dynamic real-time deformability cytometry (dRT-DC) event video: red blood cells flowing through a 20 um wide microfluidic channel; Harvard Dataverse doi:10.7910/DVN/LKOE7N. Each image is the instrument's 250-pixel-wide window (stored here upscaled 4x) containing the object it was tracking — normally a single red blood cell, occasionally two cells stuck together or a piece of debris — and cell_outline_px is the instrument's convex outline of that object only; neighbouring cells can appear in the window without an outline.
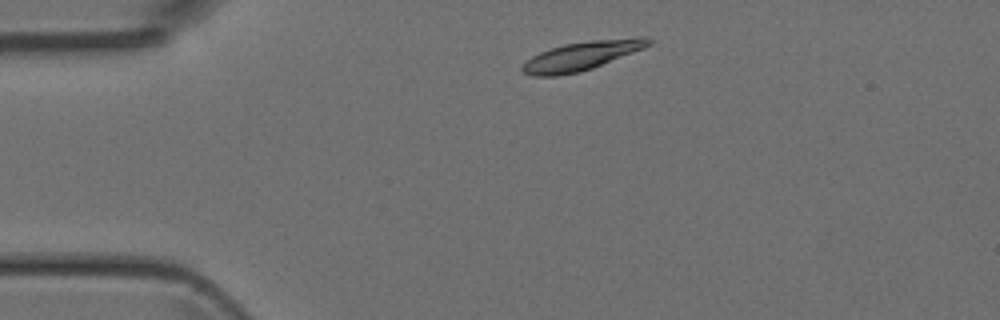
{"species": "Egyptian fruit bat (a non-hibernating species)", "species_latin": "Rousettus aegyptiacus", "temperature_condition": "room temperature", "stored_images_in_passage": 38, "camera_frame_rate_fps": 3000, "um_per_image_px": 0.085, "animal": {"sex": "female"}, "frame": {"image": 1, "passage_image": 1, "time_ms": 0.0, "image_size_px": [1000, 320], "cell_outline_px": [[652, 44], [644, 48], [592, 68], [580, 72], [556, 76], [532, 76], [524, 72], [520, 68], [532, 56], [540, 52], [564, 44], [588, 40], [640, 36], [648, 36], [652, 40]], "centroid_in_image_um": [49.5, 4.72], "position_along_channel_um": 35.5, "area_um2": 21.27}}
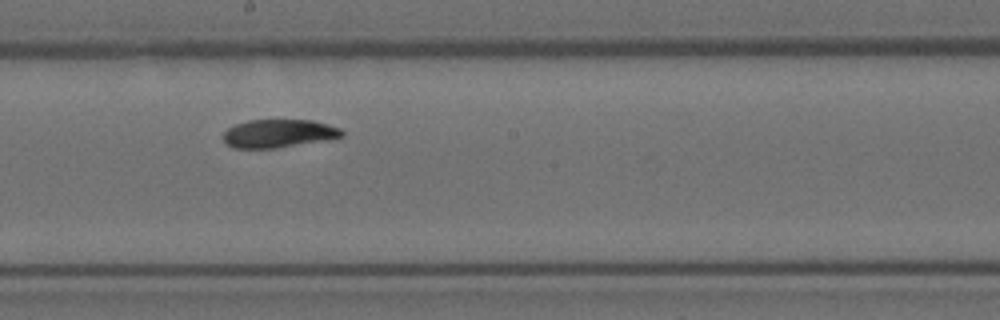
{"frame": {"image": 2, "passage_image": 17, "time_ms": 5.333, "image_size_px": [1000, 320], "cell_outline_px": [[344, 136], [328, 140], [276, 148], [232, 148], [224, 140], [224, 132], [228, 128], [236, 124], [248, 120], [312, 120], [328, 124], [340, 128], [344, 132]], "centroid_in_image_um": [23.72, 11.35], "position_along_channel_um": 224.5, "area_um2": 19.54}}
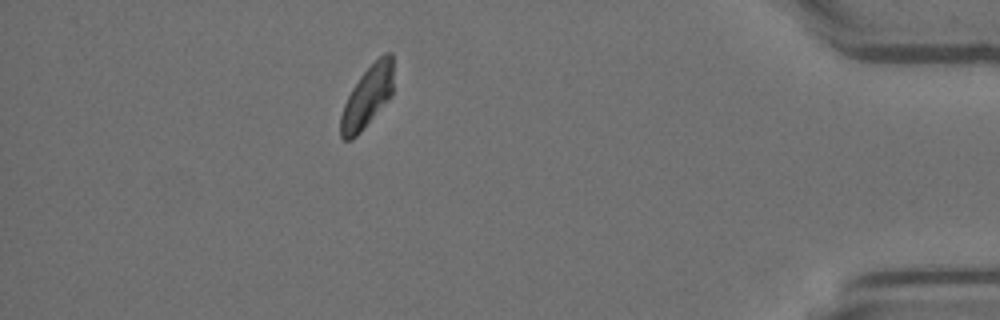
{"frame": {"image": 3, "passage_image": 33, "time_ms": 10.667, "image_size_px": [1000, 320], "cell_outline_px": [[392, 96], [360, 132], [352, 140], [344, 140], [340, 136], [340, 116], [344, 104], [352, 88], [360, 76], [384, 52], [392, 52]], "centroid_in_image_um": [31.21, 8.25], "position_along_channel_um": 404.0, "area_um2": 18.73}}